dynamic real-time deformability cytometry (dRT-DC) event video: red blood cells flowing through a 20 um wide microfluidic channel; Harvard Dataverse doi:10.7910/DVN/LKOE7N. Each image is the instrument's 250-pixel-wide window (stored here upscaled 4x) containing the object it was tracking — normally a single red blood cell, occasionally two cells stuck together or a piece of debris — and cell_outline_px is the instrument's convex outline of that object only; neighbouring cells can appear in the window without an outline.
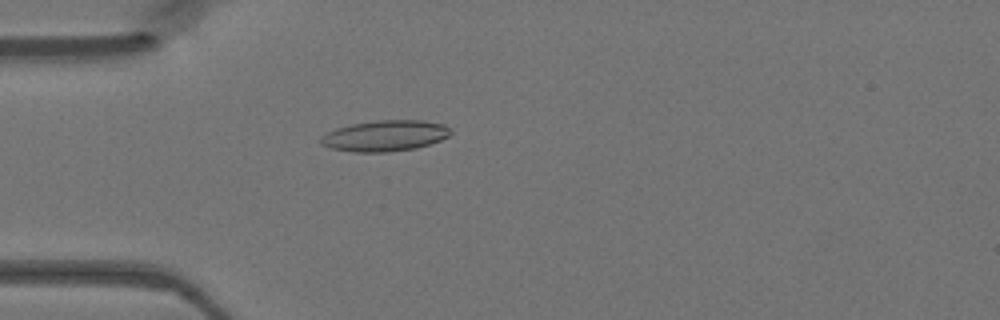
{"species": "Egyptian fruit bat (a non-hibernating species)", "species_latin": "Rousettus aegyptiacus", "temperature_condition": "warm", "stored_images_in_passage": 48, "camera_frame_rate_fps": 3000, "um_per_image_px": 0.085, "animal": {"sex": "female"}, "frame": {"image": 1, "passage_image": 14, "time_ms": 4.333, "image_size_px": [1000, 320], "cell_outline_px": [[452, 132], [448, 136], [440, 140], [416, 148], [388, 152], [352, 152], [332, 148], [320, 144], [320, 136], [336, 128], [352, 124], [376, 120], [424, 120], [444, 124]], "centroid_in_image_um": [32.71, 11.54], "position_along_channel_um": 52.3, "area_um2": 23.41}}
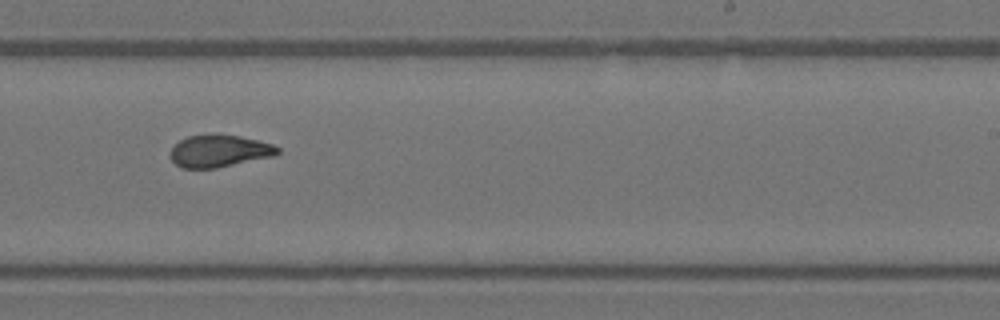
{"frame": {"image": 2, "passage_image": 30, "time_ms": 9.667, "image_size_px": [1000, 320], "cell_outline_px": [[280, 152], [272, 156], [216, 168], [180, 168], [168, 156], [172, 148], [180, 140], [188, 136], [240, 136], [272, 144], [280, 148]], "centroid_in_image_um": [18.61, 12.86], "position_along_channel_um": 270.4, "area_um2": 19.59}}
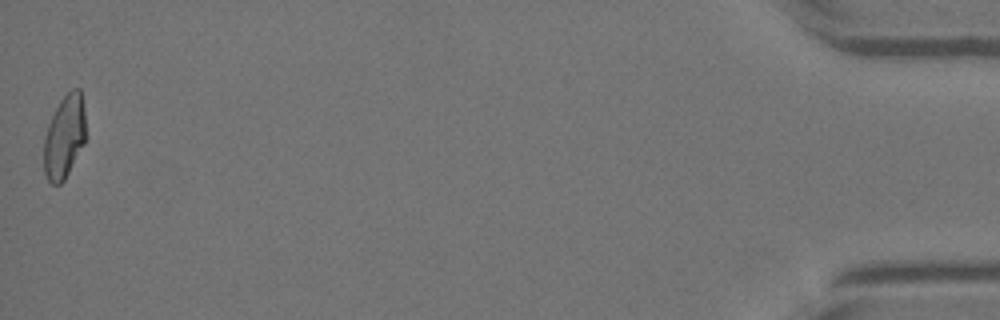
{"frame": {"image": 3, "passage_image": 48, "time_ms": 15.667, "image_size_px": [1000, 320], "cell_outline_px": [[84, 144], [64, 180], [60, 184], [52, 184], [48, 180], [44, 172], [44, 136], [48, 124], [60, 100], [72, 88], [80, 88], [84, 108]], "centroid_in_image_um": [5.46, 11.62], "position_along_channel_um": 429.7, "area_um2": 20.11}}